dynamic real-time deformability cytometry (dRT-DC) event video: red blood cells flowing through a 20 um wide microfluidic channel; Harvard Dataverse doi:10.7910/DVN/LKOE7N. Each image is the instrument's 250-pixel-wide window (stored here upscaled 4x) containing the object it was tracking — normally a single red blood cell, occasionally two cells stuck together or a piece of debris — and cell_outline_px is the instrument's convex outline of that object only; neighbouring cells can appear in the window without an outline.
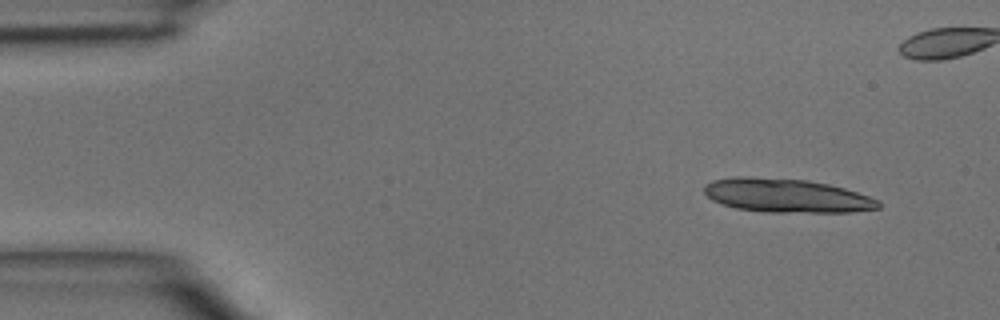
{"species": "common noctule bat (a hibernating species)", "species_latin": "Nyctalus noctula", "temperature_condition": "room temperature", "stored_images_in_passage": 5, "camera_frame_rate_fps": 3000, "um_per_image_px": 0.085, "animal": {"sex": "male", "body_mass_g": 15.6}, "frame": {"image": 1, "passage_image": 1, "time_ms": 0.0, "image_size_px": [1000, 320], "cell_outline_px": [[880, 208], [852, 212], [764, 212], [736, 208], [712, 200], [704, 192], [704, 184], [712, 180], [736, 176], [748, 176], [808, 180], [828, 184], [844, 188], [880, 200]], "centroid_in_image_um": [66.84, 16.62], "position_along_channel_um": 18.2, "area_um2": 34.39}}